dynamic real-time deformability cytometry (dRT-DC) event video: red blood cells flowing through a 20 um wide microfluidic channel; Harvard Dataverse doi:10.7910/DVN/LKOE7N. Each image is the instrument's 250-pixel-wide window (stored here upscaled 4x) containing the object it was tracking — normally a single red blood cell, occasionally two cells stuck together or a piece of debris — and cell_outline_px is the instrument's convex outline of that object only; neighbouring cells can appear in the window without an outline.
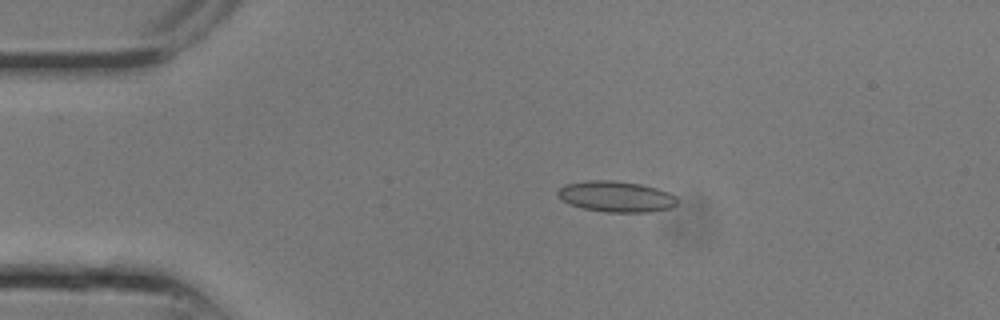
{"species": "common noctule bat (a hibernating species)", "species_latin": "Nyctalus noctula", "temperature_condition": "room temperature", "stored_images_in_passage": 5, "camera_frame_rate_fps": 3000, "um_per_image_px": 0.085, "animal": {"sex": "male", "body_mass_g": 13.3}, "frame": {"image": 1, "passage_image": 1, "time_ms": 0.0, "image_size_px": [1000, 320], "cell_outline_px": [[680, 200], [672, 208], [648, 212], [604, 212], [580, 208], [568, 204], [560, 200], [556, 192], [564, 184], [584, 180], [612, 180], [640, 184], [656, 188], [668, 192], [676, 196]], "centroid_in_image_um": [52.34, 16.71], "position_along_channel_um": 32.7, "area_um2": 21.91}}
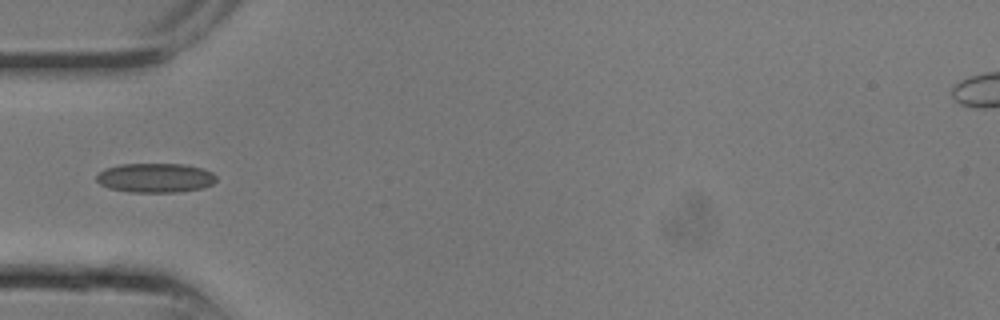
{"frame": {"image": 2, "passage_image": 4, "time_ms": 1.0, "image_size_px": [1000, 320], "cell_outline_px": [[216, 180], [212, 184], [204, 188], [176, 192], [132, 192], [108, 188], [100, 184], [96, 180], [96, 176], [104, 168], [120, 164], [184, 164], [200, 168], [212, 172], [216, 176]], "centroid_in_image_um": [13.19, 15.11], "position_along_channel_um": 71.8, "area_um2": 20.52}}